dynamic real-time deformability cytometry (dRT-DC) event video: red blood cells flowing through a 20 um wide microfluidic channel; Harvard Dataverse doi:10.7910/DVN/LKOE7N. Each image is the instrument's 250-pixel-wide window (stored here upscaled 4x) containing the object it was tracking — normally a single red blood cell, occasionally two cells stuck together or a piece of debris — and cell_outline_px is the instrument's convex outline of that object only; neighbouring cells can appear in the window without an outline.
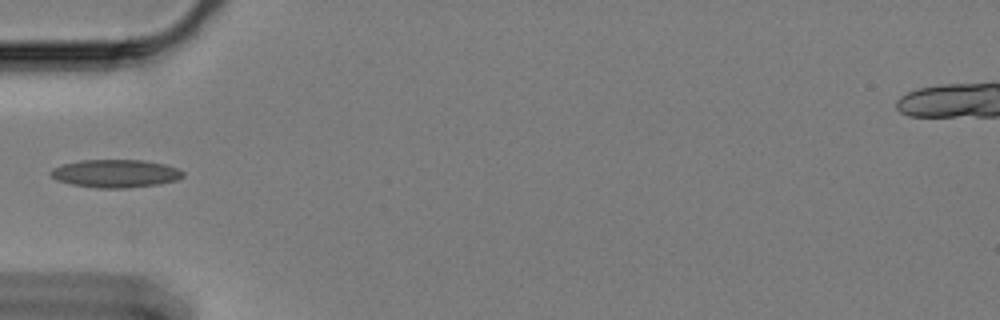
{"species": "Egyptian fruit bat (a non-hibernating species)", "species_latin": "Rousettus aegyptiacus", "temperature_condition": "cold", "stored_images_in_passage": 41, "camera_frame_rate_fps": 3000, "um_per_image_px": 0.085, "animal": {"sex": "female"}, "frame": {"image": 1, "passage_image": 1, "time_ms": 0.0, "image_size_px": [1000, 320], "cell_outline_px": [[184, 176], [176, 180], [160, 184], [128, 188], [96, 188], [72, 184], [56, 180], [48, 172], [52, 168], [64, 164], [80, 160], [140, 160], [164, 164], [180, 168], [184, 172]], "centroid_in_image_um": [9.83, 14.75], "position_along_channel_um": 75.2, "area_um2": 21.68}}
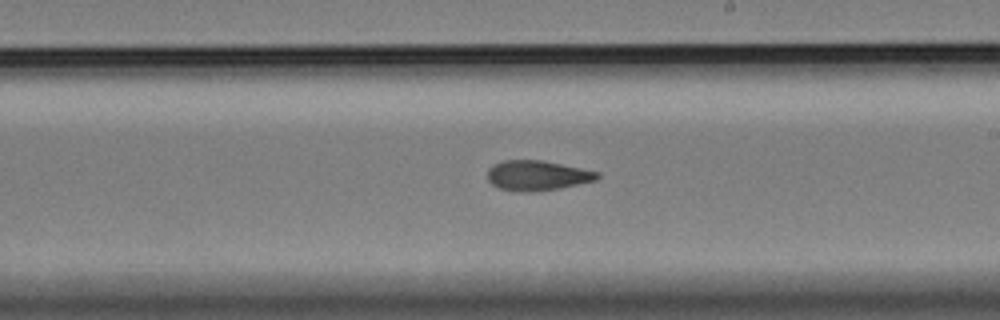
{"frame": {"image": 2, "passage_image": 16, "time_ms": 5.0, "image_size_px": [1000, 320], "cell_outline_px": [[600, 176], [596, 180], [560, 188], [500, 188], [492, 184], [488, 180], [488, 168], [492, 164], [504, 160], [540, 160], [600, 172]], "centroid_in_image_um": [45.69, 14.85], "position_along_channel_um": 243.3, "area_um2": 18.09}}
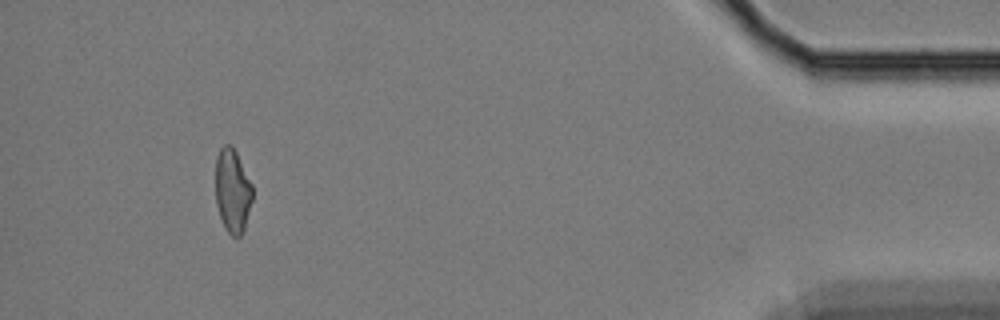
{"frame": {"image": 3, "passage_image": 37, "time_ms": 12.0, "image_size_px": [1000, 320], "cell_outline_px": [[252, 200], [244, 228], [240, 236], [232, 236], [224, 228], [216, 204], [216, 156], [220, 148], [224, 144], [232, 144], [252, 184]], "centroid_in_image_um": [19.75, 16.19], "position_along_channel_um": 415.4, "area_um2": 17.98}}